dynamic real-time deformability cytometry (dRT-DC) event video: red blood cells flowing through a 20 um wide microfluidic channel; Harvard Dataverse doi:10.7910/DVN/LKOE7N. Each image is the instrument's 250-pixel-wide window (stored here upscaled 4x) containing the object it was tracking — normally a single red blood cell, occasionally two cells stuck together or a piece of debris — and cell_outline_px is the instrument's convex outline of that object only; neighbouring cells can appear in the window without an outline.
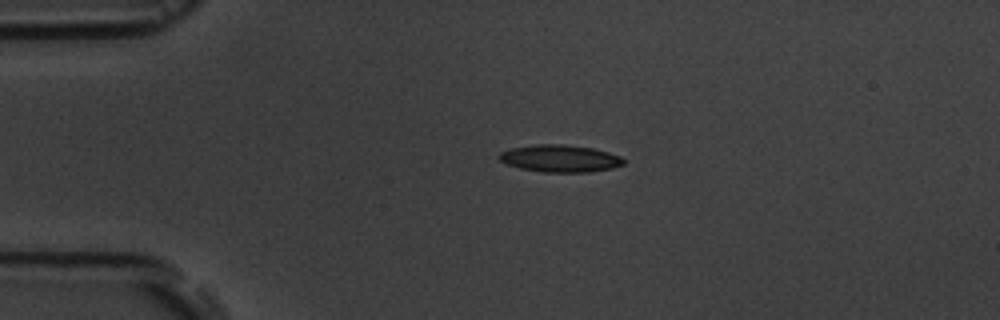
{"species": "common noctule bat (a hibernating species)", "species_latin": "Nyctalus noctula", "temperature_condition": "room temperature", "stored_images_in_passage": 4, "camera_frame_rate_fps": 3000, "um_per_image_px": 0.085, "animal": {"sex": "male", "body_mass_g": 19.5, "forearm_length_mm": 54.6}, "frame": {"image": 1, "passage_image": 4, "time_ms": 4.333, "image_size_px": [1000, 320], "cell_outline_px": [[624, 164], [612, 168], [592, 172], [544, 172], [520, 168], [508, 164], [500, 160], [496, 156], [500, 152], [508, 148], [536, 144], [564, 144], [592, 148], [608, 152], [620, 156], [624, 160]], "centroid_in_image_um": [47.58, 13.46], "position_along_channel_um": 37.4, "area_um2": 19.83}}